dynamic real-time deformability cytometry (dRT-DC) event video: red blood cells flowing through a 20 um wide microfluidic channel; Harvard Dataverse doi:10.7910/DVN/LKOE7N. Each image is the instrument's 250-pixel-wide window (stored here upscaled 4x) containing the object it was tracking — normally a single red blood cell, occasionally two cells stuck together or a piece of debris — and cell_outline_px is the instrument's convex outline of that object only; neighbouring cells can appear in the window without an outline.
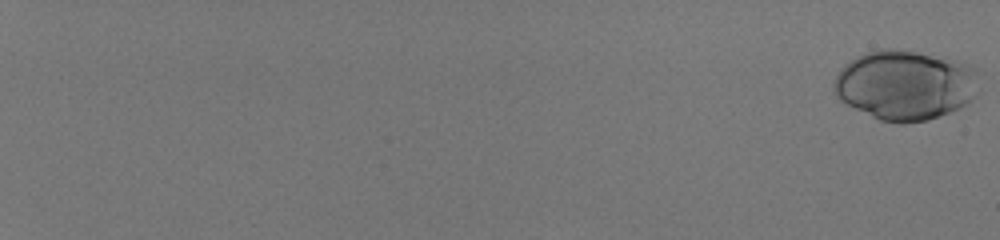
{"species": "human", "species_latin": "Homo sapiens", "temperature_condition": "room temperature", "stored_images_in_passage": 38, "camera_frame_rate_fps": 3000, "um_per_image_px": 0.085, "donor": {"sex": "male"}, "frame": {"image": 1, "passage_image": 1, "time_ms": 0.0, "image_size_px": [1000, 240], "cell_outline_px": [[980, 92], [968, 104], [960, 108], [940, 116], [928, 120], [904, 124], [900, 124], [880, 120], [840, 100], [832, 92], [832, 84], [840, 68], [844, 64], [856, 56], [868, 52], [884, 48], [892, 48], [916, 52], [972, 64], [976, 68], [980, 88]], "centroid_in_image_um": [76.97, 7.24], "position_along_channel_um": 8.0, "area_um2": 59.71}}
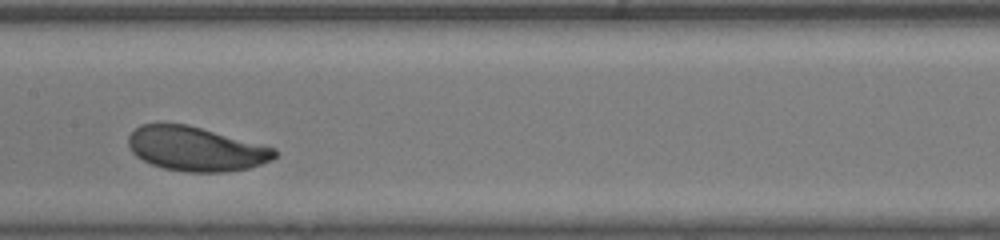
{"frame": {"image": 2, "passage_image": 22, "time_ms": 7.0, "image_size_px": [1000, 240], "cell_outline_px": [[276, 156], [272, 160], [248, 168], [224, 172], [184, 172], [164, 168], [152, 164], [136, 156], [132, 152], [128, 144], [128, 136], [140, 124], [188, 124], [276, 148]], "centroid_in_image_um": [16.65, 12.65], "position_along_channel_um": 190.8, "area_um2": 37.63}}
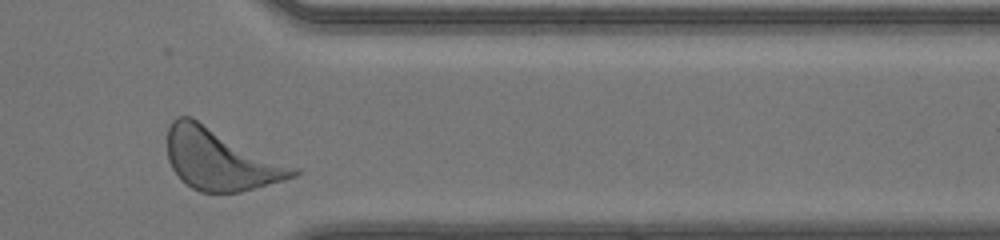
{"frame": {"image": 3, "passage_image": 37, "time_ms": 12.0, "image_size_px": [1000, 240], "cell_outline_px": [[300, 172], [296, 176], [284, 180], [240, 192], [200, 192], [192, 188], [180, 180], [172, 168], [168, 160], [168, 128], [172, 120], [176, 116], [192, 116], [300, 168]], "centroid_in_image_um": [18.76, 13.53], "position_along_channel_um": 392.6, "area_um2": 45.6}, "authors_computed_cell_mechanics": {"area_um2": 38.4659, "velocity_mm_per_s": 4.0578, "shape_relaxation_time_tau1_ms": 1.2647, "shape_relaxation_time_tau2_ms": null, "deformation_change_tau1": 0.1145, "deformation_change_tau2": null}}